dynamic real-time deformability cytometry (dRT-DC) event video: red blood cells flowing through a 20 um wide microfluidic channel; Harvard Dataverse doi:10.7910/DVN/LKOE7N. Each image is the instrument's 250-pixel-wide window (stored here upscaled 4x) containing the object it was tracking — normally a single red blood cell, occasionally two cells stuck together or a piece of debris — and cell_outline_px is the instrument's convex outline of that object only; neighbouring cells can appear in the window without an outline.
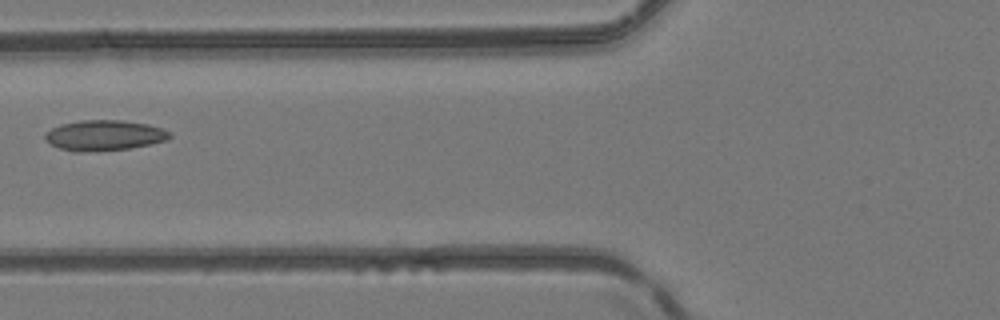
{"species": "common noctule bat (a hibernating species)", "species_latin": "Nyctalus noctula", "temperature_condition": "room temperature", "stored_images_in_passage": 7, "camera_frame_rate_fps": 3000, "um_per_image_px": 0.085, "animal": {"sex": "female", "body_mass_g": 24.6, "forearm_length_mm": 56.2}, "frame": {"image": 1, "passage_image": 7, "time_ms": 6.667, "image_size_px": [1000, 320], "cell_outline_px": [[172, 136], [168, 140], [128, 148], [96, 152], [72, 152], [48, 144], [44, 140], [44, 136], [52, 128], [60, 124], [80, 120], [124, 120], [148, 124], [172, 132]], "centroid_in_image_um": [8.84, 11.51], "position_along_channel_um": 117.0, "area_um2": 22.37}}